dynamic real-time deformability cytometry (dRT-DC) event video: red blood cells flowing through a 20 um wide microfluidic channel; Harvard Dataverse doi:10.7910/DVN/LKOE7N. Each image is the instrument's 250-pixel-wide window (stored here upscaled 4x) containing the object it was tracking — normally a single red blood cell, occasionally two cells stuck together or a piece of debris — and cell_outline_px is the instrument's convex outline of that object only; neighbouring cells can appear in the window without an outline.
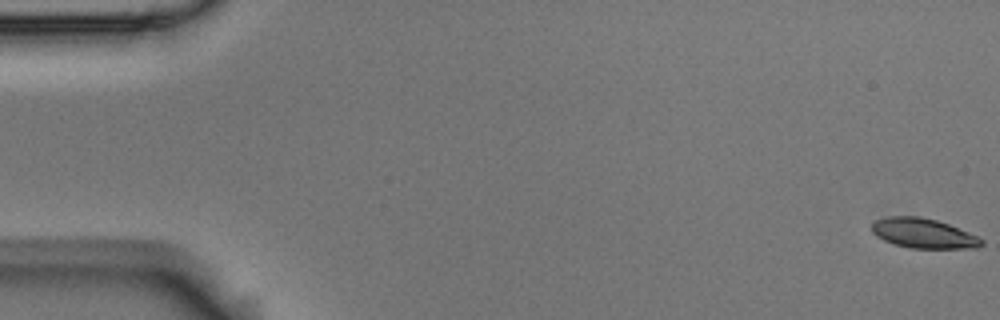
{"species": "Egyptian fruit bat (a non-hibernating species)", "species_latin": "Rousettus aegyptiacus", "temperature_condition": "room temperature", "stored_images_in_passage": 58, "camera_frame_rate_fps": 3000, "um_per_image_px": 0.085, "animal": {"sex": "male"}, "frame": {"image": 1, "passage_image": 1, "time_ms": 0.0, "image_size_px": [1000, 320], "cell_outline_px": [[984, 244], [976, 248], [912, 248], [896, 244], [884, 240], [876, 236], [872, 232], [872, 224], [876, 220], [888, 216], [920, 216], [936, 220], [948, 224], [976, 236], [984, 240]], "centroid_in_image_um": [78.48, 19.83], "position_along_channel_um": 6.5, "area_um2": 18.84}}
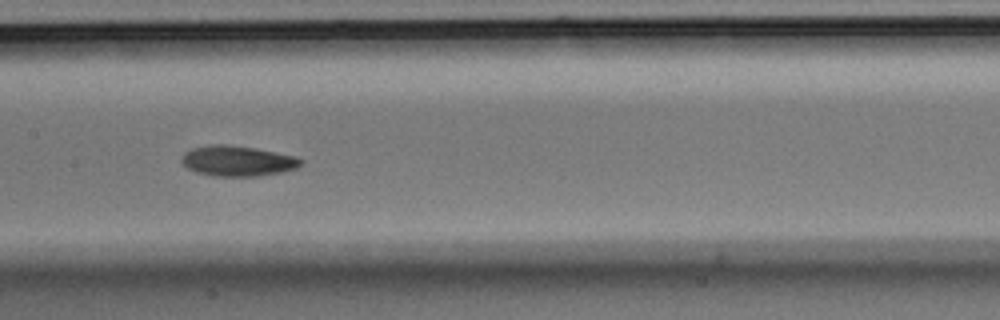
{"frame": {"image": 2, "passage_image": 29, "time_ms": 9.333, "image_size_px": [1000, 320], "cell_outline_px": [[304, 164], [296, 168], [284, 172], [260, 176], [212, 176], [196, 172], [188, 168], [180, 160], [184, 152], [192, 148], [208, 144], [224, 144], [256, 148], [296, 156], [304, 160]], "centroid_in_image_um": [20.22, 13.68], "position_along_channel_um": 187.2, "area_um2": 21.44}}
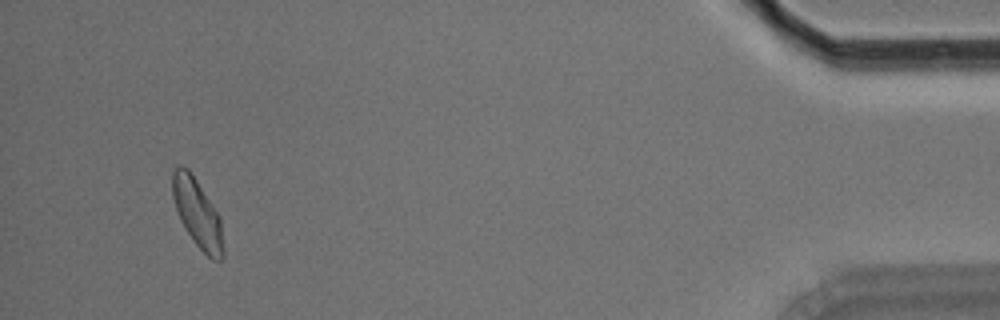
{"frame": {"image": 3, "passage_image": 55, "time_ms": 18.0, "image_size_px": [1000, 320], "cell_outline_px": [[224, 256], [220, 260], [212, 260], [192, 240], [180, 220], [172, 196], [172, 172], [176, 164], [180, 164], [188, 168], [220, 216], [224, 248]], "centroid_in_image_um": [16.77, 18.12], "position_along_channel_um": 418.4, "area_um2": 20.29}, "authors_computed_cell_mechanics": {"area_um2": 20.1722, "velocity_mm_per_s": 3.5164, "shape_relaxation_time_tau1_ms": 6.5274, "shape_relaxation_time_tau2_ms": 4.623, "deformation_change_tau1": 0.1485, "deformation_change_tau2": 0.094}}